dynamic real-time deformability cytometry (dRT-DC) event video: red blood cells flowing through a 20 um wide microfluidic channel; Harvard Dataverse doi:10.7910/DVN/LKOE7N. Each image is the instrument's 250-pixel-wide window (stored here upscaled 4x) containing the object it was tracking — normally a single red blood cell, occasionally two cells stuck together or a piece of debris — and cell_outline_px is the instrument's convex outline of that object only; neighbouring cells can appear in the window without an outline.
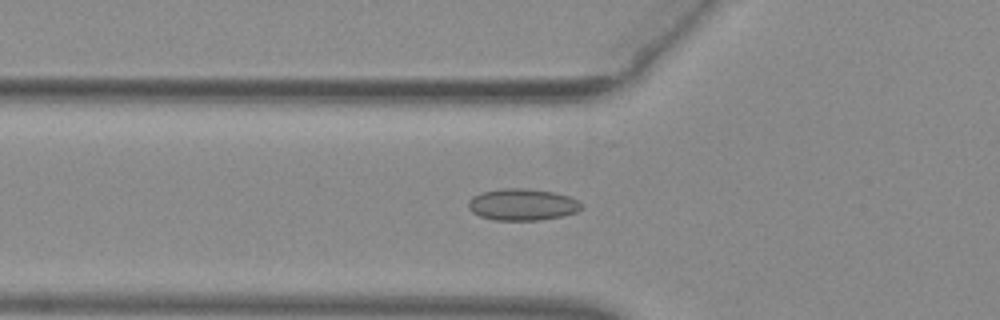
{"species": "common noctule bat (a hibernating species)", "species_latin": "Nyctalus noctula", "temperature_condition": "warm", "stored_images_in_passage": 33, "camera_frame_rate_fps": 3000, "um_per_image_px": 0.085, "animal": {"sex": "female", "body_mass_g": 29.2, "forearm_length_mm": 56.3}, "frame": {"image": 1, "passage_image": 11, "time_ms": 3.333, "image_size_px": [1000, 320], "cell_outline_px": [[580, 208], [576, 212], [564, 216], [540, 220], [492, 220], [480, 216], [472, 212], [468, 208], [468, 200], [472, 196], [480, 192], [500, 188], [524, 188], [552, 192], [568, 196], [576, 200], [580, 204]], "centroid_in_image_um": [44.33, 17.39], "position_along_channel_um": 81.5, "area_um2": 20.92}}
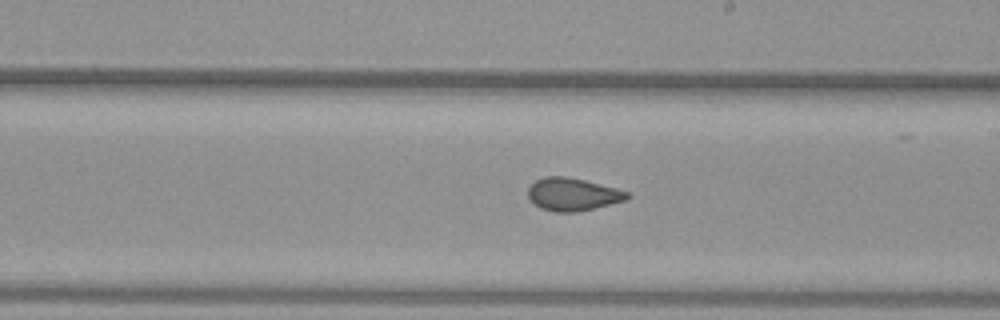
{"frame": {"image": 2, "passage_image": 23, "time_ms": 7.333, "image_size_px": [1000, 320], "cell_outline_px": [[632, 196], [624, 200], [576, 212], [556, 212], [540, 208], [532, 204], [528, 196], [528, 188], [536, 180], [544, 176], [568, 176], [616, 188], [628, 192]], "centroid_in_image_um": [48.63, 16.51], "position_along_channel_um": 240.4, "area_um2": 18.84}}
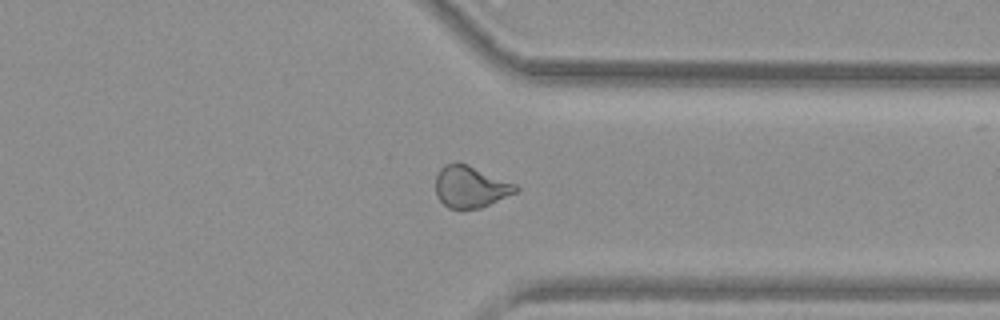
{"frame": {"image": 3, "passage_image": 33, "time_ms": 10.667, "image_size_px": [1000, 320], "cell_outline_px": [[520, 188], [516, 192], [480, 208], [448, 208], [436, 196], [436, 176], [440, 168], [444, 164], [456, 160], [468, 164], [516, 184]], "centroid_in_image_um": [39.96, 15.84], "position_along_channel_um": 371.4, "area_um2": 19.54}, "authors_computed_cell_mechanics": {"area_um2": 19.1318, "velocity_mm_per_s": 3.9501, "shape_relaxation_time_tau1_ms": null, "shape_relaxation_time_tau2_ms": 1.1184, "deformation_change_tau1": null, "deformation_change_tau2": 0.0677}}